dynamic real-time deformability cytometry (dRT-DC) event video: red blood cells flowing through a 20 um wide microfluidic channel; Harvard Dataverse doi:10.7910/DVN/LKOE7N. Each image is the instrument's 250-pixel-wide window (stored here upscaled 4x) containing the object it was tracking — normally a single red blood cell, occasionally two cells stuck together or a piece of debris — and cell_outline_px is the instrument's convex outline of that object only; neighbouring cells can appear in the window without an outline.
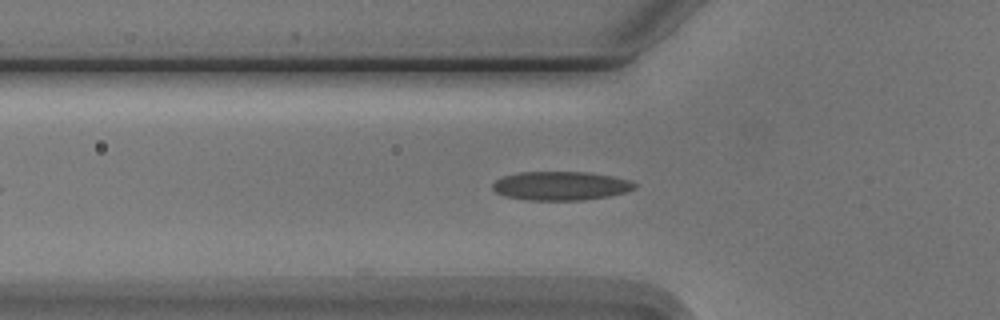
{"species": "Egyptian fruit bat (a non-hibernating species)", "species_latin": "Rousettus aegyptiacus", "temperature_condition": "cold", "stored_images_in_passage": 3, "camera_frame_rate_fps": 3000, "um_per_image_px": 0.085, "animal": {"sex": "male"}, "frame": {"image": 1, "passage_image": 2, "time_ms": 1.333, "image_size_px": [1000, 320], "cell_outline_px": [[636, 188], [628, 192], [608, 196], [584, 200], [528, 200], [508, 196], [496, 192], [492, 188], [492, 184], [496, 180], [504, 176], [520, 172], [588, 172], [612, 176], [628, 180], [636, 184]], "centroid_in_image_um": [47.69, 15.79], "position_along_channel_um": 78.1, "area_um2": 23.76}}
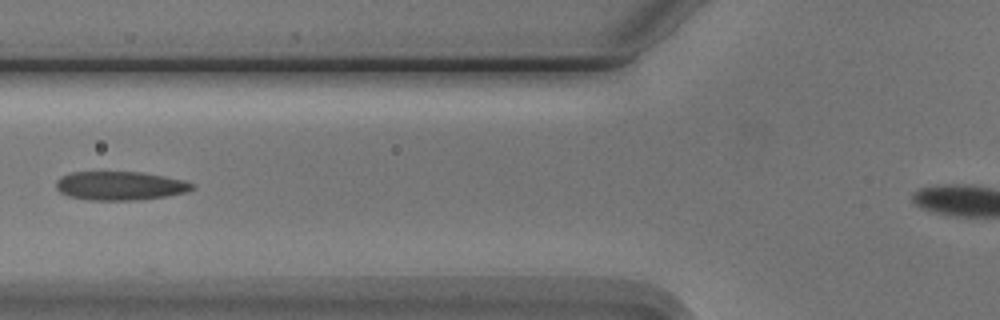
{"frame": {"image": 2, "passage_image": 3, "time_ms": 2.333, "image_size_px": [1000, 320], "cell_outline_px": [[192, 188], [184, 192], [164, 196], [136, 200], [88, 200], [68, 196], [60, 192], [56, 188], [56, 180], [60, 176], [72, 172], [140, 172], [180, 180], [192, 184]], "centroid_in_image_um": [10.08, 15.79], "position_along_channel_um": 115.7, "area_um2": 22.37}}